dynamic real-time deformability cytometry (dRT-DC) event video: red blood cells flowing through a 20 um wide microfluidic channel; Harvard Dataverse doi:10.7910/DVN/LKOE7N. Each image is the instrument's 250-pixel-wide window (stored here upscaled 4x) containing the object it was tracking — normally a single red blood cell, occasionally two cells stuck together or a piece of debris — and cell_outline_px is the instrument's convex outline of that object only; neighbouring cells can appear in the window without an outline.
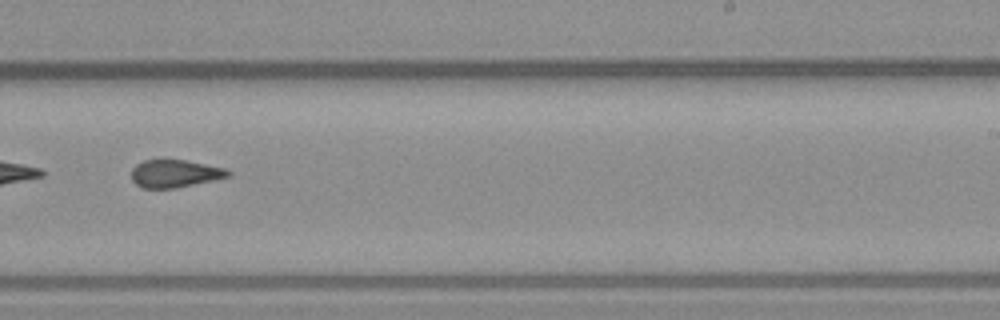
{"species": "common noctule bat (a hibernating species)", "species_latin": "Nyctalus noctula", "temperature_condition": "warm", "stored_images_in_passage": 36, "camera_frame_rate_fps": 3000, "um_per_image_px": 0.085, "animal": {"sex": "male", "body_mass_g": 23.1, "forearm_length_mm": 52.7}, "frame": {"image": 1, "passage_image": 16, "time_ms": 5.0, "image_size_px": [1000, 320], "cell_outline_px": [[232, 172], [228, 176], [212, 180], [176, 188], [144, 188], [136, 184], [132, 180], [132, 168], [136, 164], [144, 160], [184, 160], [224, 168]], "centroid_in_image_um": [14.83, 14.75], "position_along_channel_um": 274.2, "area_um2": 15.32}}